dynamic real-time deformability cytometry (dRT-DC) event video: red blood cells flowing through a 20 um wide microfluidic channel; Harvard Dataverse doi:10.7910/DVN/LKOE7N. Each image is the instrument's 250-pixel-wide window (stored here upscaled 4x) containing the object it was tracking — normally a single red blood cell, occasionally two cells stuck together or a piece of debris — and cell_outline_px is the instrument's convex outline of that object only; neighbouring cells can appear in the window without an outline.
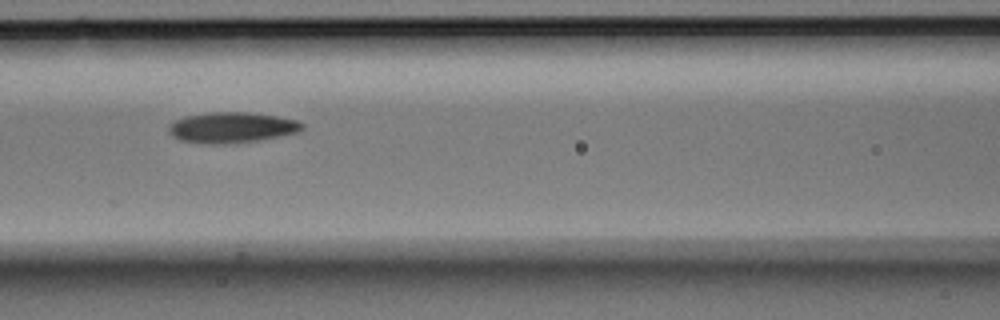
{"species": "Egyptian fruit bat (a non-hibernating species)", "species_latin": "Rousettus aegyptiacus", "temperature_condition": "room temperature", "stored_images_in_passage": 8, "camera_frame_rate_fps": 3000, "um_per_image_px": 0.085, "animal": {"sex": "male"}, "frame": {"image": 1, "passage_image": 6, "time_ms": 1.667, "image_size_px": [1000, 320], "cell_outline_px": [[304, 128], [296, 132], [280, 136], [260, 140], [224, 144], [208, 144], [180, 140], [172, 136], [168, 132], [168, 124], [184, 116], [208, 112], [248, 112], [276, 116], [296, 120], [304, 124]], "centroid_in_image_um": [19.66, 10.83], "position_along_channel_um": 146.9, "area_um2": 23.93}}
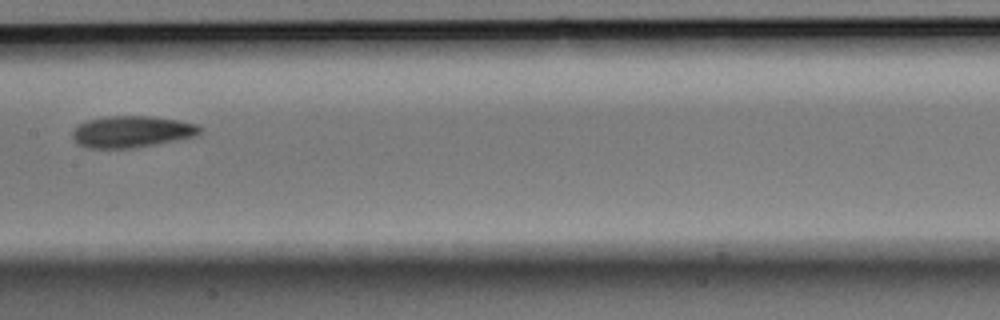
{"frame": {"image": 2, "passage_image": 7, "time_ms": 2.0, "image_size_px": [1000, 320], "cell_outline_px": [[200, 132], [196, 136], [136, 148], [88, 148], [80, 144], [72, 136], [72, 132], [80, 124], [88, 120], [104, 116], [152, 116], [180, 120], [196, 124], [200, 128]], "centroid_in_image_um": [11.22, 11.19], "position_along_channel_um": 196.2, "area_um2": 23.35}}
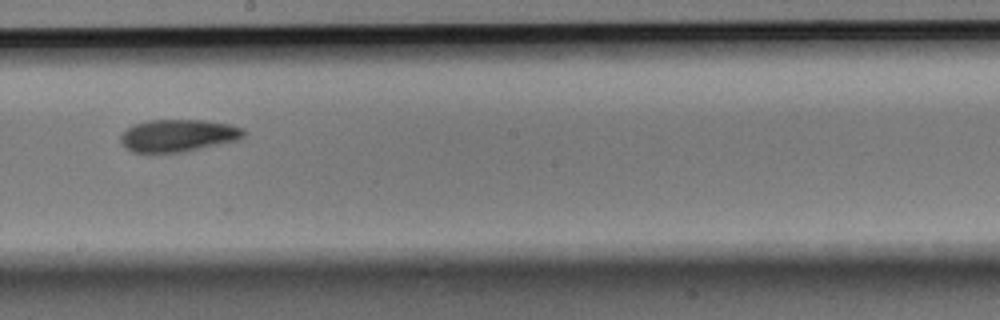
{"frame": {"image": 3, "passage_image": 8, "time_ms": 2.333, "image_size_px": [1000, 320], "cell_outline_px": [[244, 136], [240, 140], [184, 152], [132, 152], [124, 148], [120, 144], [120, 136], [128, 128], [136, 124], [148, 120], [204, 120], [228, 124], [244, 128]], "centroid_in_image_um": [15.15, 11.53], "position_along_channel_um": 233.1, "area_um2": 23.29}}